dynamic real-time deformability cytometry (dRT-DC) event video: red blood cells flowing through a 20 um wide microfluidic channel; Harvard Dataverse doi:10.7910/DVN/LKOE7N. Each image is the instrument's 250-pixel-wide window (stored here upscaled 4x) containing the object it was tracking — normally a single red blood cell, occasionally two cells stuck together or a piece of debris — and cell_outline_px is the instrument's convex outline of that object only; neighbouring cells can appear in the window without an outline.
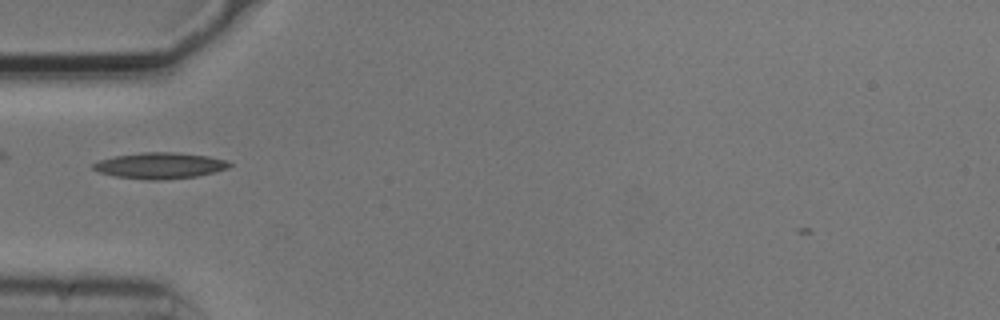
{"species": "common noctule bat (a hibernating species)", "species_latin": "Nyctalus noctula", "temperature_condition": "cold", "stored_images_in_passage": 34, "camera_frame_rate_fps": 3000, "um_per_image_px": 0.085, "animal": {"sex": "male", "body_mass_g": 20.5, "forearm_length_mm": 52.5}, "frame": {"image": 1, "passage_image": 1, "time_ms": 0.0, "image_size_px": [1000, 320], "cell_outline_px": [[232, 164], [228, 168], [216, 172], [196, 176], [164, 180], [148, 180], [116, 176], [100, 172], [92, 168], [92, 164], [100, 160], [116, 156], [144, 152], [176, 152], [208, 156], [224, 160]], "centroid_in_image_um": [13.61, 14.08], "position_along_channel_um": 71.4, "area_um2": 20.58}}
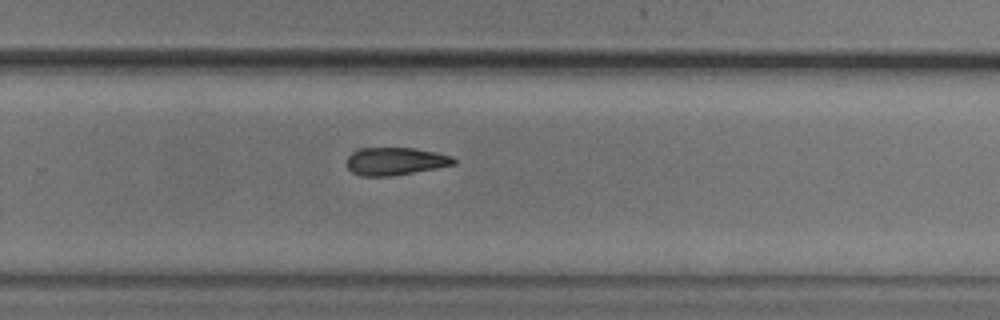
{"frame": {"image": 2, "passage_image": 19, "time_ms": 6.0, "image_size_px": [1000, 320], "cell_outline_px": [[456, 164], [436, 168], [392, 176], [360, 176], [352, 172], [348, 168], [348, 156], [356, 148], [416, 148], [436, 152], [452, 156], [456, 160]], "centroid_in_image_um": [33.6, 13.7], "position_along_channel_um": 296.2, "area_um2": 17.34}}
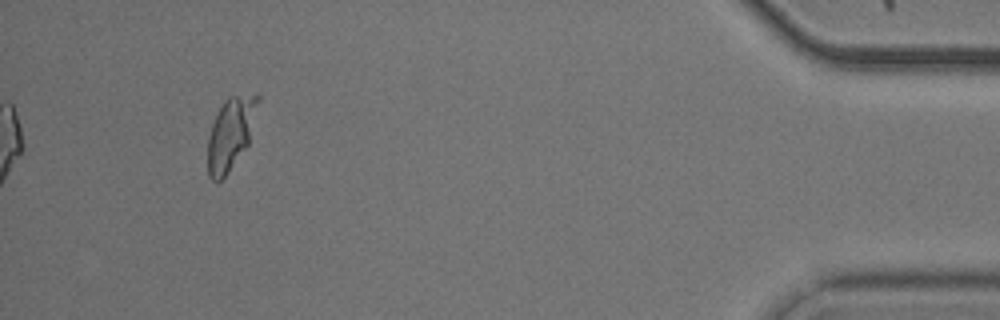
{"frame": {"image": 3, "passage_image": 34, "time_ms": 11.0, "image_size_px": [1000, 320], "cell_outline_px": [[260, 100], [248, 144], [228, 172], [220, 180], [212, 180], [208, 176], [208, 136], [212, 124], [224, 100], [228, 96], [260, 96]], "centroid_in_image_um": [19.59, 11.35], "position_along_channel_um": 415.6, "area_um2": 20.63}, "authors_computed_cell_mechanics": {"area_um2": 18.6694, "velocity_mm_per_s": 3.7436, "shape_relaxation_time_tau1_ms": null, "shape_relaxation_time_tau2_ms": 7.2854, "deformation_change_tau1": null, "deformation_change_tau2": 0.1824}}